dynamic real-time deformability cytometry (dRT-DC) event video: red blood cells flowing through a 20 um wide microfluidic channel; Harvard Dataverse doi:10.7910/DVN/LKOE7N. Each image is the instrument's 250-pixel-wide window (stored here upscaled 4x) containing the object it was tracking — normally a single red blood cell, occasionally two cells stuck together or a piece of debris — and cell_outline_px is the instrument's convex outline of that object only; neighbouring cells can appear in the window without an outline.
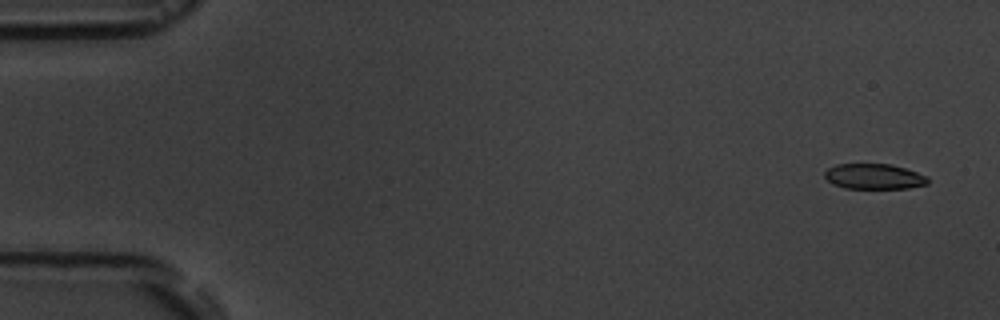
{"species": "common noctule bat (a hibernating species)", "species_latin": "Nyctalus noctula", "temperature_condition": "room temperature", "stored_images_in_passage": 6, "camera_frame_rate_fps": 3000, "um_per_image_px": 0.085, "animal": {"sex": "male", "body_mass_g": 19.5, "forearm_length_mm": 54.6}, "frame": {"image": 1, "passage_image": 1, "time_ms": 0.0, "image_size_px": [1000, 320], "cell_outline_px": [[928, 184], [908, 188], [844, 188], [832, 184], [824, 176], [824, 172], [828, 168], [836, 164], [892, 164], [928, 176]], "centroid_in_image_um": [74.28, 15.0], "position_along_channel_um": 10.7, "area_um2": 15.26}}